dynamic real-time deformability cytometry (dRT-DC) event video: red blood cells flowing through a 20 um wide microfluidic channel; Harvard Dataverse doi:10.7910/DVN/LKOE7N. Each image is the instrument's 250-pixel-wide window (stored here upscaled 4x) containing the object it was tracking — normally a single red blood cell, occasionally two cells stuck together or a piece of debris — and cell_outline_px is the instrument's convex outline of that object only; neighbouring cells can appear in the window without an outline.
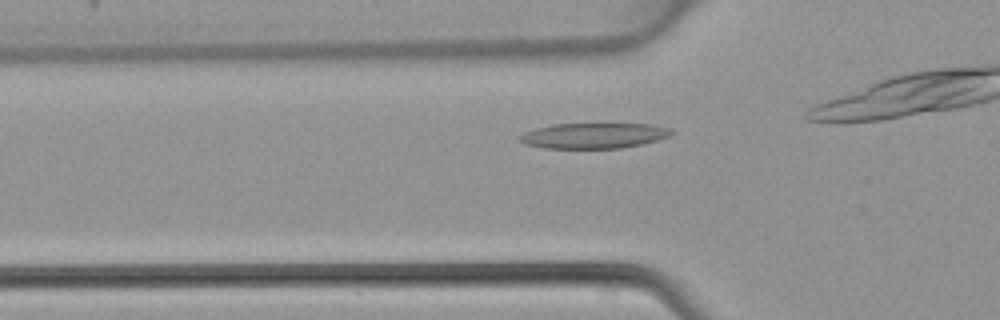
{"species": "common noctule bat (a hibernating species)", "species_latin": "Nyctalus noctula", "temperature_condition": "warm", "stored_images_in_passage": 5, "camera_frame_rate_fps": 3000, "um_per_image_px": 0.085, "animal": {"sex": "female", "body_mass_g": 22.7, "forearm_length_mm": 54.2}, "frame": {"image": 1, "passage_image": 5, "time_ms": 1.333, "image_size_px": [1000, 320], "cell_outline_px": [[676, 132], [668, 136], [656, 140], [640, 144], [620, 148], [544, 148], [524, 144], [516, 140], [524, 132], [536, 128], [552, 124], [600, 120], [648, 124], [672, 128]], "centroid_in_image_um": [50.47, 11.46], "position_along_channel_um": 75.3, "area_um2": 23.87}}